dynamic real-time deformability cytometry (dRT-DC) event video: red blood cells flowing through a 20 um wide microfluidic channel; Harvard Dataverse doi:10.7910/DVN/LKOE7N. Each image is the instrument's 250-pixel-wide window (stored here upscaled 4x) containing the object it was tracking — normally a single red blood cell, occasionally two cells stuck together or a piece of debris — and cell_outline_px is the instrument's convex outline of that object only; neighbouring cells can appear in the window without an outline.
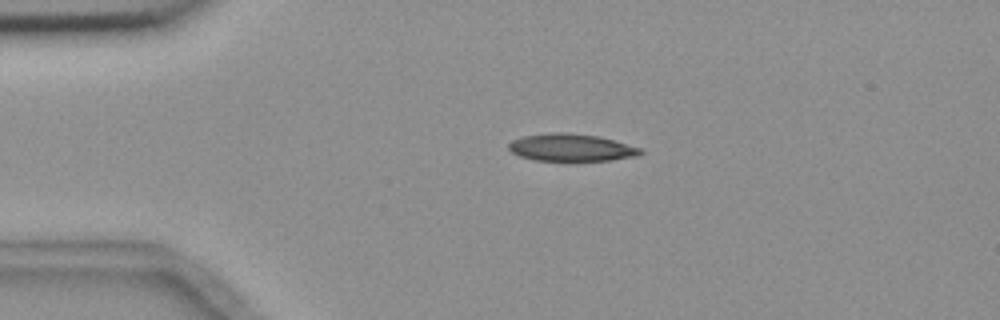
{"species": "common noctule bat (a hibernating species)", "species_latin": "Nyctalus noctula", "temperature_condition": "room temperature", "stored_images_in_passage": 2, "camera_frame_rate_fps": 3000, "um_per_image_px": 0.085, "animal": {"sex": "female", "body_mass_g": 18.4}, "frame": {"image": 1, "passage_image": 1, "time_ms": 0.0, "image_size_px": [1000, 320], "cell_outline_px": [[644, 152], [636, 156], [608, 160], [536, 160], [520, 156], [512, 152], [508, 148], [508, 144], [512, 140], [524, 136], [548, 132], [568, 132], [600, 136], [640, 148]], "centroid_in_image_um": [48.53, 12.52], "position_along_channel_um": 36.5, "area_um2": 20.87}}